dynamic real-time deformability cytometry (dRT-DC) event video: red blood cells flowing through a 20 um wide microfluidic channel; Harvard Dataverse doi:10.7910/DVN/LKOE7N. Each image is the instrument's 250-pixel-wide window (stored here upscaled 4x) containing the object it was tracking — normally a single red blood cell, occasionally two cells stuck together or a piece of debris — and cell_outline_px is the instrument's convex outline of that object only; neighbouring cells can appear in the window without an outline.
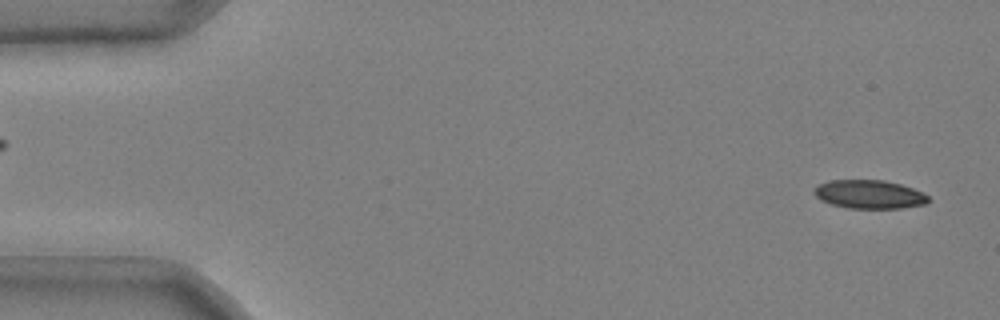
{"species": "common noctule bat (a hibernating species)", "species_latin": "Nyctalus noctula", "temperature_condition": "cold", "stored_images_in_passage": 51, "camera_frame_rate_fps": 3000, "um_per_image_px": 0.085, "animal": {"sex": "male", "body_mass_g": 20.4}, "frame": {"image": 1, "passage_image": 2, "time_ms": 0.333, "image_size_px": [1000, 320], "cell_outline_px": [[932, 200], [924, 204], [900, 208], [848, 208], [832, 204], [820, 200], [812, 192], [812, 188], [816, 184], [828, 180], [884, 180], [900, 184], [912, 188], [928, 196]], "centroid_in_image_um": [73.83, 16.51], "position_along_channel_um": 11.2, "area_um2": 19.13}}
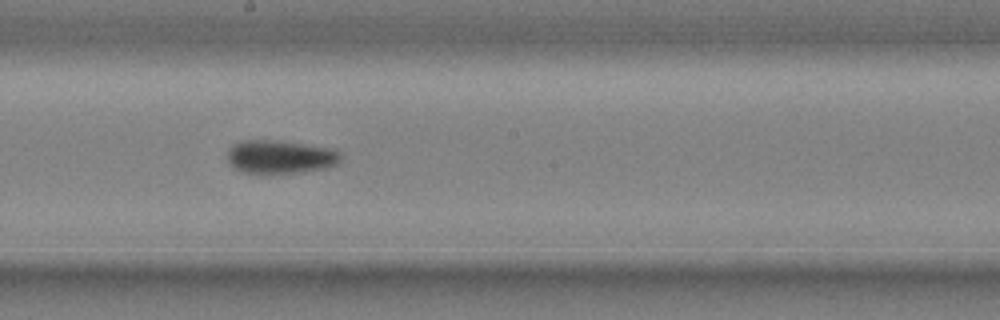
{"frame": {"image": 2, "passage_image": 29, "time_ms": 9.333, "image_size_px": [1000, 320], "cell_outline_px": [[340, 160], [336, 164], [328, 168], [304, 172], [244, 172], [236, 168], [228, 160], [228, 152], [232, 144], [248, 140], [272, 140], [336, 148], [340, 152]], "centroid_in_image_um": [23.89, 13.32], "position_along_channel_um": 224.3, "area_um2": 21.73}}
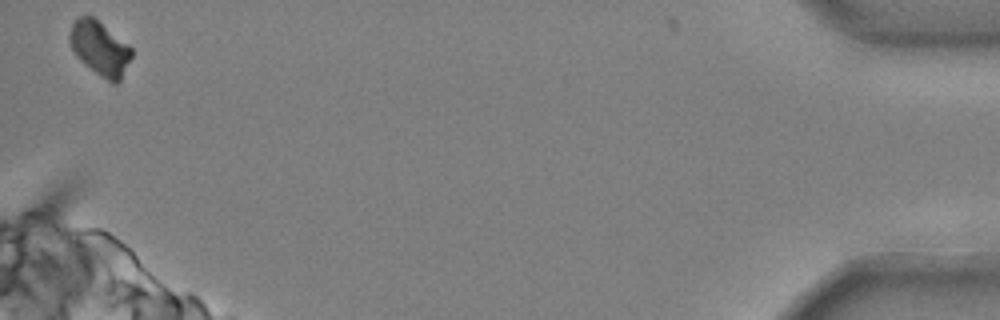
{"frame": {"image": 3, "passage_image": 51, "time_ms": 16.667, "image_size_px": [1000, 320], "cell_outline_px": [[132, 56], [120, 80], [116, 84], [112, 84], [100, 76], [84, 64], [76, 56], [68, 40], [68, 36], [72, 24], [80, 16], [92, 16], [128, 44], [132, 48]], "centroid_in_image_um": [8.48, 4.13], "position_along_channel_um": 426.7, "area_um2": 19.42}, "authors_computed_cell_mechanics": {"area_um2": 21.2126, "velocity_mm_per_s": 3.6956, "shape_relaxation_time_tau1_ms": 6.8065, "shape_relaxation_time_tau2_ms": 7.117, "deformation_change_tau1": 0.1604, "deformation_change_tau2": 0.0884}}